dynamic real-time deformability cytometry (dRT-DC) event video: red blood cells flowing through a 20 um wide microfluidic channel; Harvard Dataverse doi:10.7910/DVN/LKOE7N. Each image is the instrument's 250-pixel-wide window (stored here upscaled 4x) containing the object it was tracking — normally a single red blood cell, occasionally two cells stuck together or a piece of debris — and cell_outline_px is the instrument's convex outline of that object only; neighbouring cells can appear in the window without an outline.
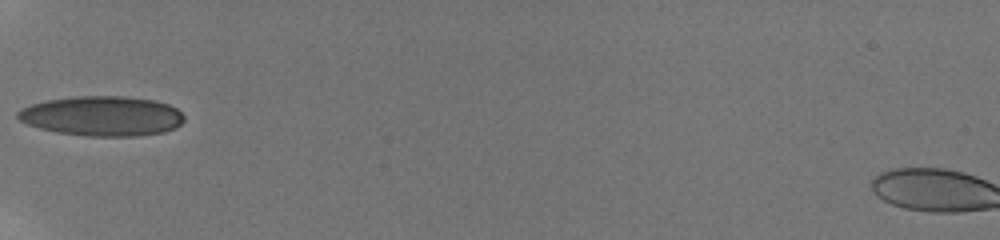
{"species": "human", "species_latin": "Homo sapiens", "temperature_condition": "room temperature", "stored_images_in_passage": 17, "camera_frame_rate_fps": 3000, "um_per_image_px": 0.085, "donor": {"sex": "male"}, "frame": {"image": 1, "passage_image": 1, "time_ms": 0.0, "image_size_px": [1000, 240], "cell_outline_px": [[184, 120], [176, 128], [164, 132], [136, 136], [88, 136], [56, 132], [40, 128], [28, 124], [20, 120], [16, 116], [16, 112], [20, 108], [32, 104], [48, 100], [76, 96], [120, 96], [156, 100], [168, 104], [176, 108], [184, 116]], "centroid_in_image_um": [8.69, 9.86], "position_along_channel_um": 76.3, "area_um2": 38.67}}
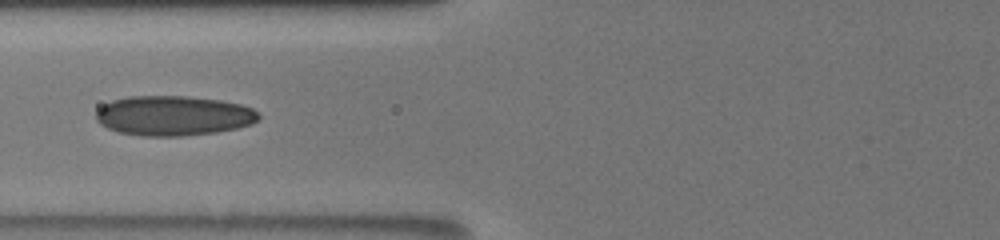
{"frame": {"image": 2, "passage_image": 6, "time_ms": 1.0, "image_size_px": [1000, 240], "cell_outline_px": [[260, 120], [252, 124], [236, 128], [216, 132], [180, 136], [144, 136], [120, 132], [108, 128], [100, 124], [96, 120], [96, 112], [104, 104], [112, 100], [128, 96], [188, 96], [220, 100], [240, 104], [252, 108], [260, 112]], "centroid_in_image_um": [14.77, 9.83], "position_along_channel_um": 111.0, "area_um2": 37.92}}